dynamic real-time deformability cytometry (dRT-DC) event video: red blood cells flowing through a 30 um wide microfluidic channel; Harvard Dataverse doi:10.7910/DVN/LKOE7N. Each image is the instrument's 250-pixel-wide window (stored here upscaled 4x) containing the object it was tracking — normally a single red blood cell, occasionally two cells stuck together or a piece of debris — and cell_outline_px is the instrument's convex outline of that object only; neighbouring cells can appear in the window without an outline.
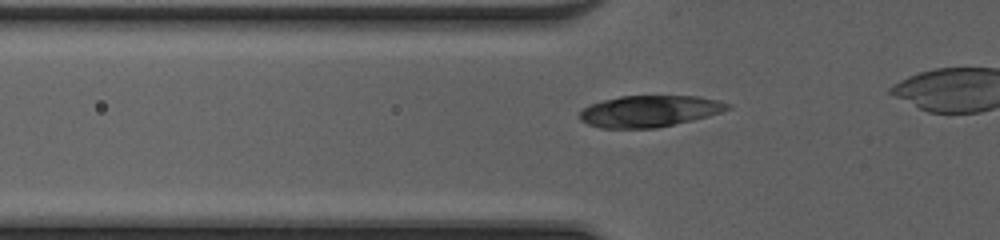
{"species": "common noctule bat (a hibernating species)", "species_latin": "Nyctalus noctula", "temperature_condition": "cold", "stored_images_in_passage": 30, "camera_frame_rate_fps": 3000, "um_per_image_px": 0.085, "animal": {"sex": "female", "body_mass_g": 20.0, "forearm_length_mm": 54.0}, "frame": {"image": 1, "passage_image": 7, "time_ms": 2.0, "image_size_px": [1000, 240], "cell_outline_px": [[732, 108], [708, 116], [692, 120], [656, 128], [600, 128], [588, 124], [580, 120], [580, 112], [584, 108], [592, 104], [604, 100], [620, 96], [696, 96], [716, 100], [728, 104]], "centroid_in_image_um": [55.19, 9.45], "position_along_channel_um": 70.6, "area_um2": 26.82}}
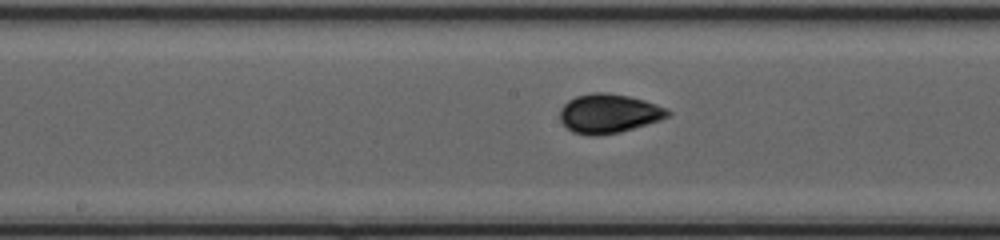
{"frame": {"image": 2, "passage_image": 16, "time_ms": 5.0, "image_size_px": [1000, 240], "cell_outline_px": [[672, 112], [668, 116], [660, 120], [620, 132], [596, 136], [588, 136], [572, 132], [560, 120], [560, 112], [564, 104], [568, 100], [576, 96], [592, 92], [608, 92], [628, 96], [644, 100], [656, 104]], "centroid_in_image_um": [51.72, 9.65], "position_along_channel_um": 196.5, "area_um2": 24.57}}
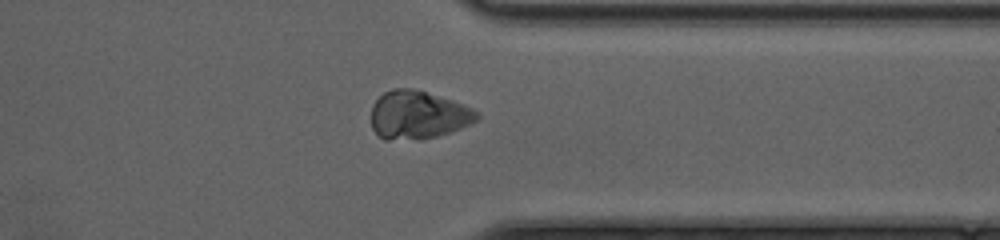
{"frame": {"image": 3, "passage_image": 29, "time_ms": 9.333, "image_size_px": [1000, 240], "cell_outline_px": [[480, 116], [472, 124], [436, 136], [420, 140], [384, 140], [372, 128], [372, 104], [384, 92], [392, 88], [412, 88], [452, 100], [472, 108], [480, 112]], "centroid_in_image_um": [35.53, 9.78], "position_along_channel_um": 375.9, "area_um2": 29.77}}